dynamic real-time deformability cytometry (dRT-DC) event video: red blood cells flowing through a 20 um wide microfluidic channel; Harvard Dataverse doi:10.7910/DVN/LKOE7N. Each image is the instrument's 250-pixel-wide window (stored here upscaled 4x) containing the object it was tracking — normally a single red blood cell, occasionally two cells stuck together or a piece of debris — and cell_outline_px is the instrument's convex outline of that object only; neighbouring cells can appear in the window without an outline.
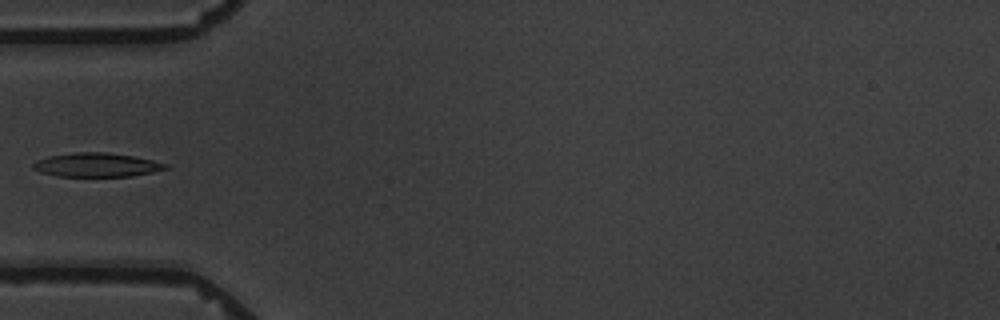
{"species": "common noctule bat (a hibernating species)", "species_latin": "Nyctalus noctula", "temperature_condition": "warm", "stored_images_in_passage": 10, "camera_frame_rate_fps": 3000, "um_per_image_px": 0.085, "animal": {"sex": "male", "body_mass_g": 19.5, "forearm_length_mm": 54.6}, "frame": {"image": 1, "passage_image": 4, "time_ms": 3.667, "image_size_px": [1000, 320], "cell_outline_px": [[168, 168], [152, 172], [132, 176], [56, 176], [40, 172], [32, 168], [32, 164], [36, 160], [48, 156], [76, 152], [104, 152], [132, 156], [152, 160], [168, 164]], "centroid_in_image_um": [8.18, 14.01], "position_along_channel_um": 76.8, "area_um2": 18.38}}
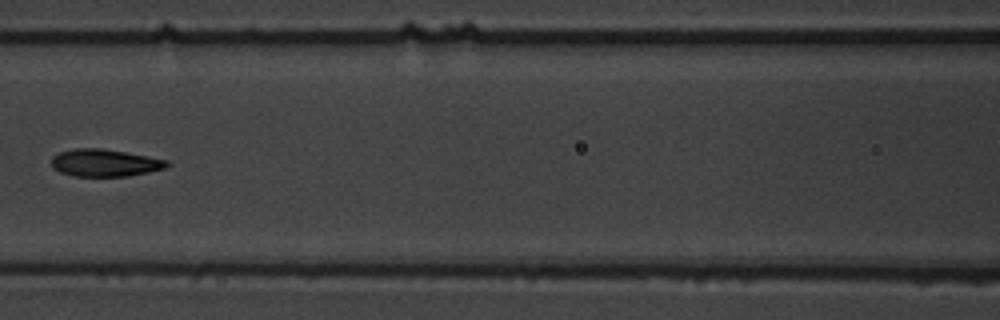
{"frame": {"image": 2, "passage_image": 6, "time_ms": 6.0, "image_size_px": [1000, 320], "cell_outline_px": [[168, 164], [164, 168], [148, 172], [128, 176], [72, 176], [60, 172], [52, 168], [52, 156], [60, 152], [76, 148], [100, 148], [124, 152], [168, 160]], "centroid_in_image_um": [8.86, 13.84], "position_along_channel_um": 157.7, "area_um2": 18.21}}
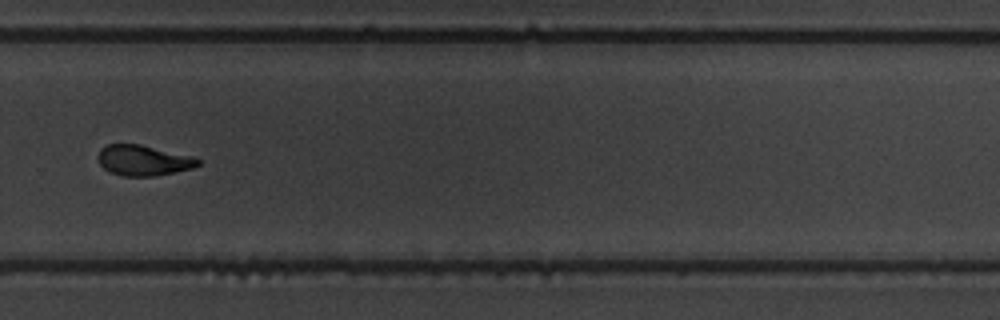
{"frame": {"image": 3, "passage_image": 10, "time_ms": 10.667, "image_size_px": [1000, 320], "cell_outline_px": [[200, 164], [192, 168], [156, 176], [124, 176], [112, 172], [104, 168], [100, 164], [100, 148], [108, 144], [140, 144], [192, 156], [200, 160]], "centroid_in_image_um": [12.21, 13.63], "position_along_channel_um": 317.6, "area_um2": 17.51}}